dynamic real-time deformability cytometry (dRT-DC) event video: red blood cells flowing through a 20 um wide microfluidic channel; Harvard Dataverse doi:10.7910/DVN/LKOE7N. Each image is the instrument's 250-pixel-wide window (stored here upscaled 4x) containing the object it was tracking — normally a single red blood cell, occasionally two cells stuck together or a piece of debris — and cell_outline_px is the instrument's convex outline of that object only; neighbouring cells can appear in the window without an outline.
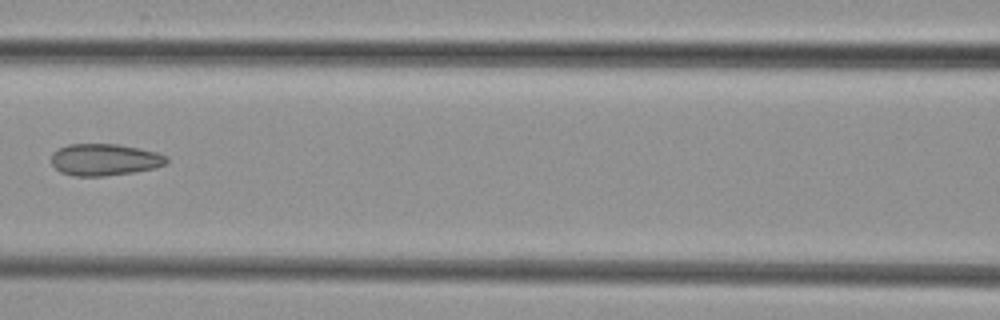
{"species": "common noctule bat (a hibernating species)", "species_latin": "Nyctalus noctula", "temperature_condition": "cold", "stored_images_in_passage": 7, "camera_frame_rate_fps": 3000, "um_per_image_px": 0.085, "animal": {"sex": "female", "body_mass_g": 29.2, "forearm_length_mm": 56.3}, "frame": {"image": 1, "passage_image": 7, "time_ms": 8.0, "image_size_px": [1000, 320], "cell_outline_px": [[168, 164], [156, 168], [136, 172], [104, 176], [72, 176], [60, 172], [52, 164], [52, 152], [68, 144], [120, 144], [160, 152], [168, 156]], "centroid_in_image_um": [8.96, 13.57], "position_along_channel_um": 157.6, "area_um2": 21.79}}